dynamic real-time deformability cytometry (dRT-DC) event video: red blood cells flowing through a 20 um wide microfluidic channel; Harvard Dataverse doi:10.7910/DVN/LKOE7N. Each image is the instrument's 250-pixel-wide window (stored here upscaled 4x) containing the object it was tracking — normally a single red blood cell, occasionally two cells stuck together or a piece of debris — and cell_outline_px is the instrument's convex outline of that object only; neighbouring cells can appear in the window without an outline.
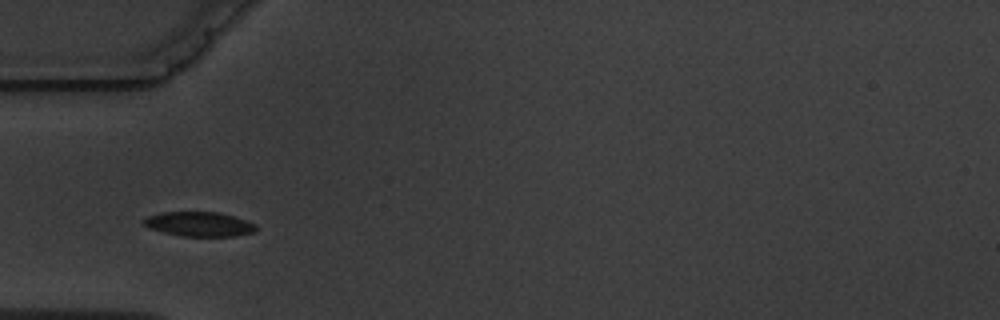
{"species": "common noctule bat (a hibernating species)", "species_latin": "Nyctalus noctula", "temperature_condition": "warm", "stored_images_in_passage": 2, "camera_frame_rate_fps": 3000, "um_per_image_px": 0.085, "animal": {"sex": "male", "body_mass_g": 19.5, "forearm_length_mm": 54.6}, "frame": {"image": 1, "passage_image": 2, "time_ms": 1.0, "image_size_px": [1000, 320], "cell_outline_px": [[256, 228], [252, 232], [232, 236], [180, 236], [148, 228], [140, 220], [148, 216], [164, 212], [220, 212], [256, 224]], "centroid_in_image_um": [16.87, 19.04], "position_along_channel_um": 68.1, "area_um2": 15.9}}